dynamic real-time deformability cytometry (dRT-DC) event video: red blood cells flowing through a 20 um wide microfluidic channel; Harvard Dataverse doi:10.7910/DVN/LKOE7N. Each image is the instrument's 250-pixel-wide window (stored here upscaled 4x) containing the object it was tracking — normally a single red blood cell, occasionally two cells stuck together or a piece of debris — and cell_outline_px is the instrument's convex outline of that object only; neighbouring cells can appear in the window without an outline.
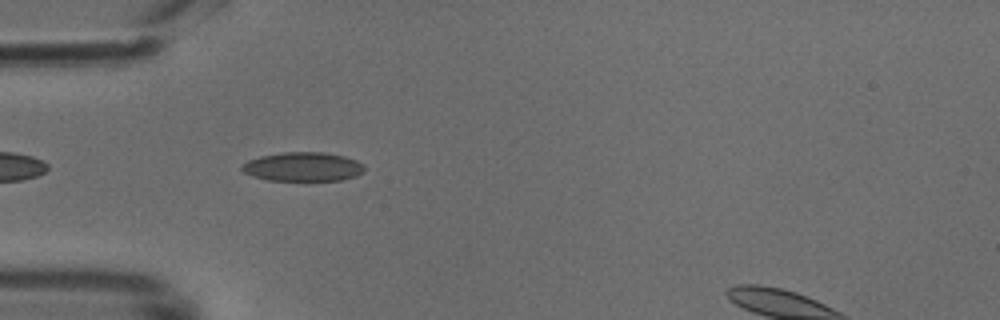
{"species": "common noctule bat (a hibernating species)", "species_latin": "Nyctalus noctula", "temperature_condition": "cold", "stored_images_in_passage": 36, "camera_frame_rate_fps": 3000, "um_per_image_px": 0.085, "animal": {"sex": "male", "body_mass_g": 18.8}, "frame": {"image": 1, "passage_image": 3, "time_ms": 0.667, "image_size_px": [1000, 320], "cell_outline_px": [[364, 172], [356, 176], [344, 180], [268, 180], [252, 176], [244, 172], [240, 168], [248, 160], [260, 156], [284, 152], [324, 152], [344, 156], [356, 160], [364, 164]], "centroid_in_image_um": [25.78, 14.17], "position_along_channel_um": 59.2, "area_um2": 20.75}}
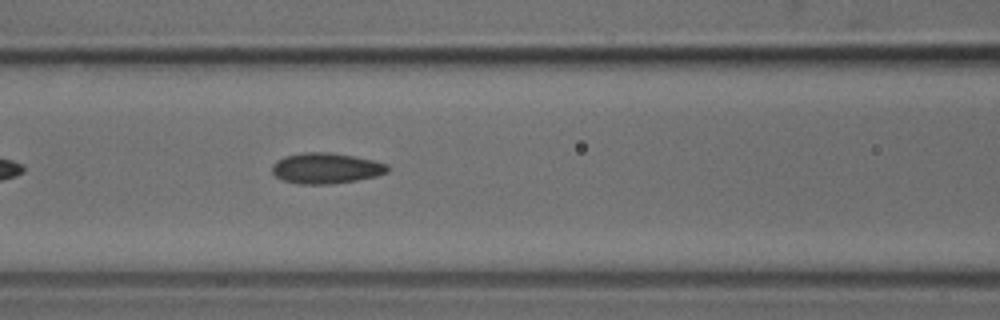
{"frame": {"image": 2, "passage_image": 9, "time_ms": 2.667, "image_size_px": [1000, 320], "cell_outline_px": [[388, 172], [376, 176], [356, 180], [332, 184], [296, 184], [284, 180], [276, 176], [272, 172], [272, 164], [276, 160], [284, 156], [304, 152], [332, 152], [372, 160], [388, 164]], "centroid_in_image_um": [27.68, 14.3], "position_along_channel_um": 138.9, "area_um2": 20.69}}
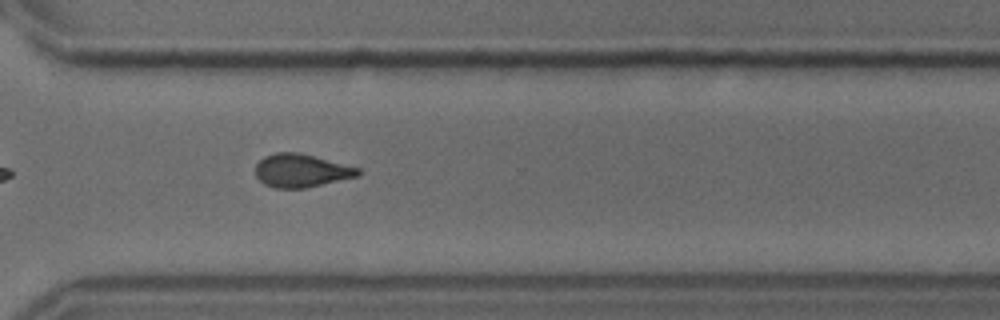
{"frame": {"image": 3, "passage_image": 24, "time_ms": 7.667, "image_size_px": [1000, 320], "cell_outline_px": [[360, 176], [308, 188], [276, 188], [264, 184], [256, 176], [256, 164], [264, 156], [276, 152], [300, 152], [360, 168]], "centroid_in_image_um": [25.63, 14.5], "position_along_channel_um": 345.0, "area_um2": 20.06}}